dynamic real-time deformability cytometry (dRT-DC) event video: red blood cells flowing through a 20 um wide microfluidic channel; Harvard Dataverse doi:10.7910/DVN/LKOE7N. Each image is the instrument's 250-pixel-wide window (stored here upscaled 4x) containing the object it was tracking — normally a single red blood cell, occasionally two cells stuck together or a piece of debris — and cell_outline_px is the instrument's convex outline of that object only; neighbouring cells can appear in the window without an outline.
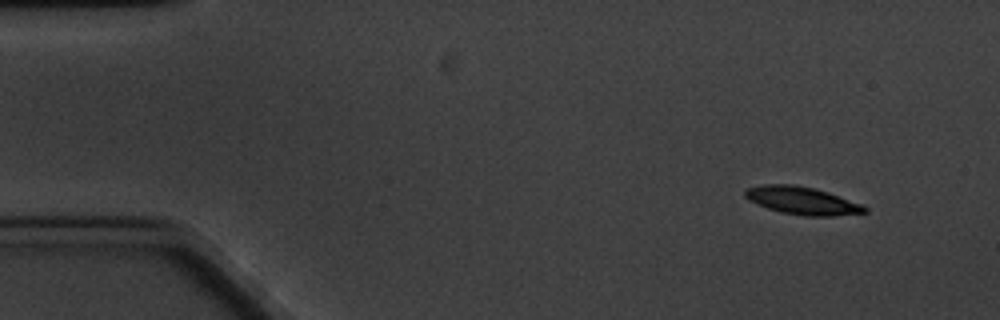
{"species": "common noctule bat (a hibernating species)", "species_latin": "Nyctalus noctula", "temperature_condition": "cold", "stored_images_in_passage": 10, "camera_frame_rate_fps": 3000, "um_per_image_px": 0.085, "animal": {"sex": "male", "body_mass_g": 20.1, "forearm_length_mm": 53.5}, "frame": {"image": 1, "passage_image": 1, "time_ms": 0.0, "image_size_px": [1000, 320], "cell_outline_px": [[868, 212], [836, 216], [804, 216], [780, 212], [756, 204], [748, 200], [744, 196], [744, 192], [748, 188], [760, 184], [792, 184], [812, 188], [828, 192], [860, 204], [868, 208]], "centroid_in_image_um": [68.15, 17.06], "position_along_channel_um": 16.8, "area_um2": 19.31}}
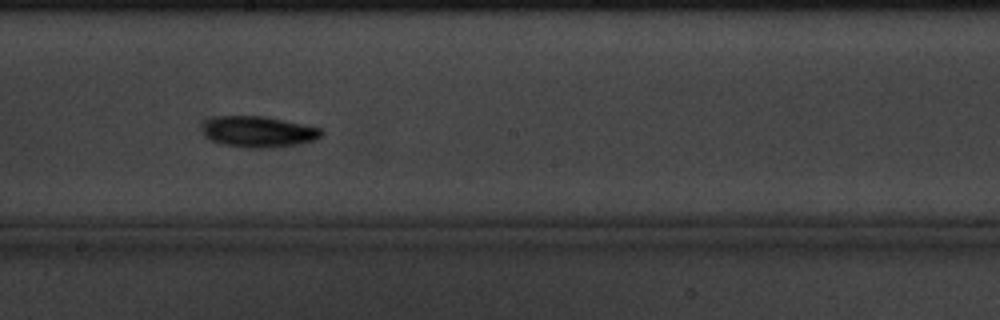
{"frame": {"image": 2, "passage_image": 9, "time_ms": 9.333, "image_size_px": [1000, 320], "cell_outline_px": [[324, 132], [316, 140], [300, 144], [268, 148], [244, 148], [224, 144], [212, 140], [204, 132], [204, 124], [208, 120], [216, 116], [264, 116], [320, 128]], "centroid_in_image_um": [22.01, 11.21], "position_along_channel_um": 226.2, "area_um2": 21.27}}
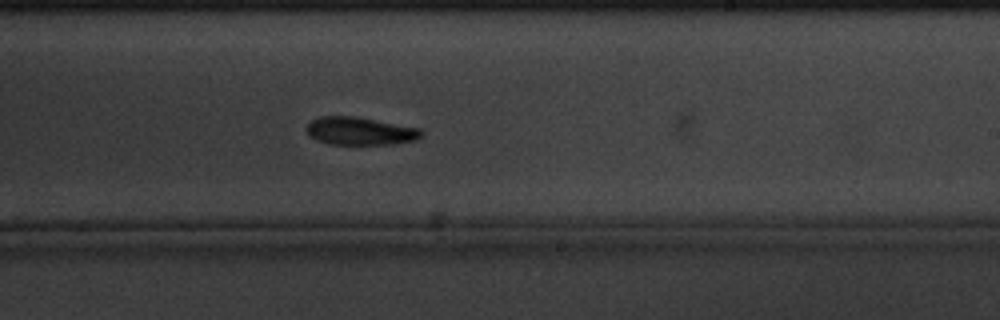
{"frame": {"image": 3, "passage_image": 10, "time_ms": 10.333, "image_size_px": [1000, 320], "cell_outline_px": [[424, 132], [416, 140], [396, 144], [328, 144], [316, 140], [304, 128], [312, 120], [320, 116], [356, 116], [420, 128]], "centroid_in_image_um": [30.62, 11.14], "position_along_channel_um": 258.4, "area_um2": 18.73}}